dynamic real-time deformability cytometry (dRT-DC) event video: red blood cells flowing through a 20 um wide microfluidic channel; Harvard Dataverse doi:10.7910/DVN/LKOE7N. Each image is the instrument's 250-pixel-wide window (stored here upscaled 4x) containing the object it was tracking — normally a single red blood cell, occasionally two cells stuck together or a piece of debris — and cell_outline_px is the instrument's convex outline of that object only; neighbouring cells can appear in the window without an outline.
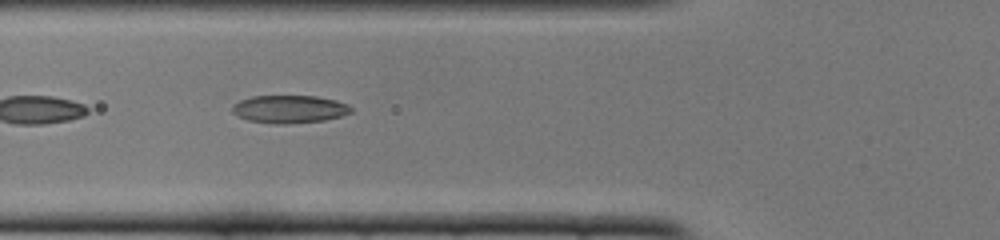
{"species": "common noctule bat (a hibernating species)", "species_latin": "Nyctalus noctula", "temperature_condition": "cold", "stored_images_in_passage": 10, "camera_frame_rate_fps": 3000, "um_per_image_px": 0.085, "animal": {"sex": "female", "body_mass_g": 22.0, "forearm_length_mm": 56.7}, "frame": {"image": 1, "passage_image": 4, "time_ms": 1.0, "image_size_px": [1000, 240], "cell_outline_px": [[352, 112], [340, 116], [324, 120], [288, 124], [276, 124], [248, 120], [232, 112], [232, 104], [240, 100], [252, 96], [316, 96], [336, 100], [348, 104], [352, 108]], "centroid_in_image_um": [24.61, 9.27], "position_along_channel_um": 101.2, "area_um2": 19.25}}